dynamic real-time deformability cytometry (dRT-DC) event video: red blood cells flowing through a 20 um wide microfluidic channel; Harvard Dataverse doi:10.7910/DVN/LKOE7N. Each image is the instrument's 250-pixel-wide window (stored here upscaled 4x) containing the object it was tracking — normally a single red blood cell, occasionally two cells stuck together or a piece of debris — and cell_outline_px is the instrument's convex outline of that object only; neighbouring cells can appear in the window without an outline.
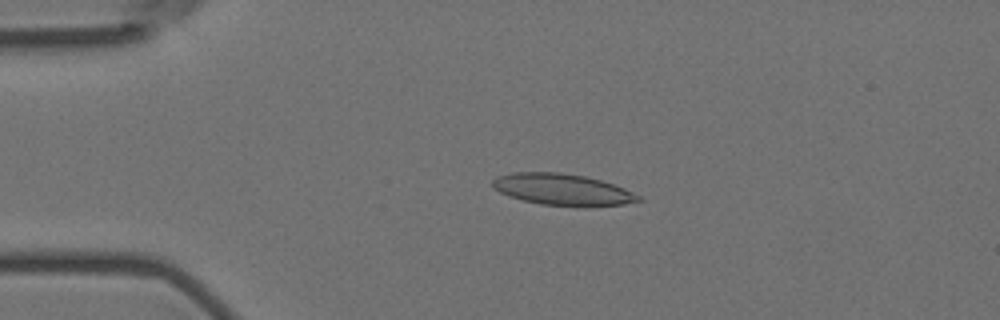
{"species": "Egyptian fruit bat (a non-hibernating species)", "species_latin": "Rousettus aegyptiacus", "temperature_condition": "room temperature", "stored_images_in_passage": 54, "camera_frame_rate_fps": 3000, "um_per_image_px": 0.085, "animal": {"sex": "female"}, "frame": {"image": 1, "passage_image": 12, "time_ms": 3.667, "image_size_px": [1000, 320], "cell_outline_px": [[644, 200], [624, 204], [584, 208], [576, 208], [540, 204], [508, 196], [492, 188], [492, 180], [496, 176], [512, 172], [560, 172], [584, 176], [600, 180], [624, 188], [640, 196]], "centroid_in_image_um": [47.81, 16.13], "position_along_channel_um": 37.2, "area_um2": 27.28}}
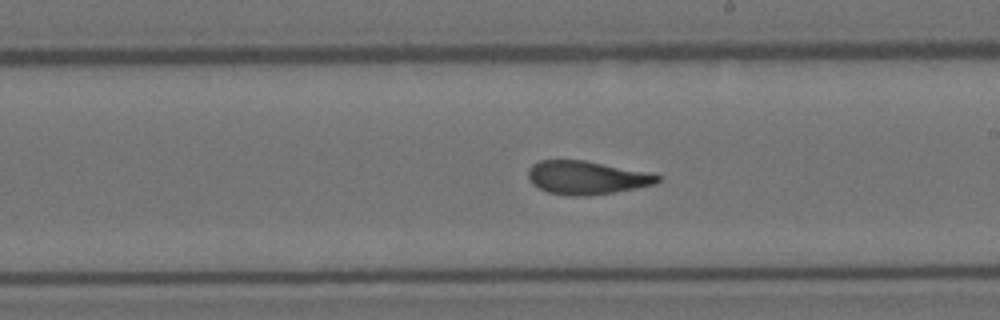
{"frame": {"image": 2, "passage_image": 31, "time_ms": 10.0, "image_size_px": [1000, 320], "cell_outline_px": [[660, 180], [656, 184], [636, 188], [588, 196], [568, 196], [548, 192], [532, 184], [528, 176], [528, 168], [532, 164], [540, 160], [584, 160], [648, 172], [660, 176]], "centroid_in_image_um": [49.84, 15.1], "position_along_channel_um": 239.2, "area_um2": 25.14}}
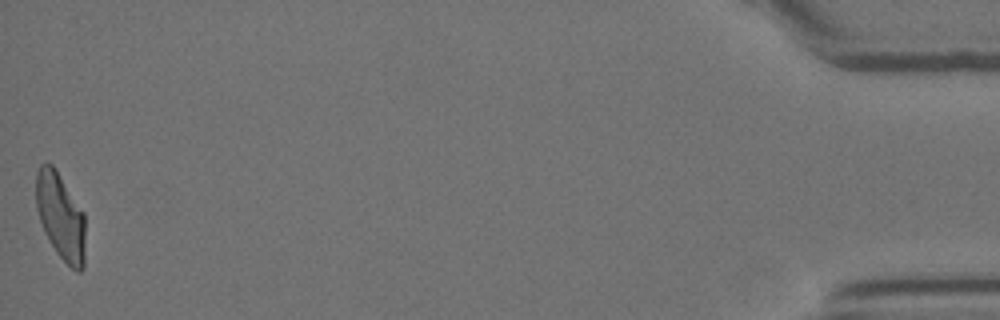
{"frame": {"image": 3, "passage_image": 54, "time_ms": 17.667, "image_size_px": [1000, 320], "cell_outline_px": [[84, 268], [80, 272], [76, 272], [56, 252], [44, 232], [36, 208], [36, 172], [40, 164], [52, 164], [56, 168], [84, 212]], "centroid_in_image_um": [5.14, 18.37], "position_along_channel_um": 430.1, "area_um2": 24.91}, "authors_computed_cell_mechanics": {"area_um2": 25.9811, "velocity_mm_per_s": 3.7347, "shape_relaxation_time_tau1_ms": 9.4058, "shape_relaxation_time_tau2_ms": 1.7762, "deformation_change_tau1": 0.2473, "deformation_change_tau2": 0.1032}}